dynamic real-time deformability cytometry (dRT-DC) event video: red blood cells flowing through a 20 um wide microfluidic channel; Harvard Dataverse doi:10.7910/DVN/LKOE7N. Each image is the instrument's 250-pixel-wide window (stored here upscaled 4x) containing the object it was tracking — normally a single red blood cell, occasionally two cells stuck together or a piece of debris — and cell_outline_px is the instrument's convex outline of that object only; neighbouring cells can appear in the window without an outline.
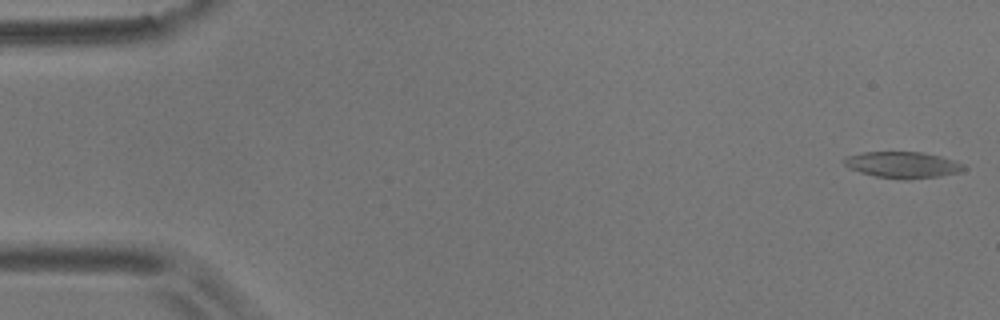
{"species": "common noctule bat (a hibernating species)", "species_latin": "Nyctalus noctula", "temperature_condition": "room temperature", "stored_images_in_passage": 4, "camera_frame_rate_fps": 3000, "um_per_image_px": 0.085, "animal": {"sex": "male", "body_mass_g": 17.9}, "frame": {"image": 1, "passage_image": 1, "time_ms": 0.0, "image_size_px": [1000, 320], "cell_outline_px": [[964, 168], [956, 172], [940, 176], [908, 180], [876, 176], [860, 172], [848, 168], [844, 164], [844, 160], [848, 156], [864, 152], [920, 152], [940, 156], [964, 164]], "centroid_in_image_um": [76.7, 14.01], "position_along_channel_um": 8.3, "area_um2": 18.03}}